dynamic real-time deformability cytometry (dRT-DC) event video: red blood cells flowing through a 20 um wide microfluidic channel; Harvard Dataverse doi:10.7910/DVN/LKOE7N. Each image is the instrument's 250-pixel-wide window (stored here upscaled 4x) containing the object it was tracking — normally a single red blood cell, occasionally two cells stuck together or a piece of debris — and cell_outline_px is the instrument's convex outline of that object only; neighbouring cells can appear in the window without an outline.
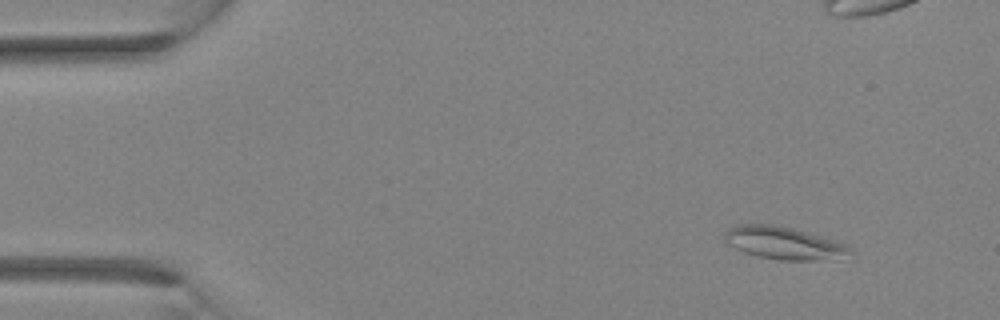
{"species": "Egyptian fruit bat (a non-hibernating species)", "species_latin": "Rousettus aegyptiacus", "temperature_condition": "room temperature", "stored_images_in_passage": 4, "camera_frame_rate_fps": 3000, "um_per_image_px": 0.085, "animal": {"sex": "female"}, "frame": {"image": 1, "passage_image": 1, "time_ms": 0.0, "image_size_px": [1000, 320], "cell_outline_px": [[856, 256], [812, 260], [780, 260], [756, 256], [744, 252], [728, 244], [724, 240], [724, 232], [728, 228], [736, 224], [772, 224], [792, 228], [836, 240], [848, 244]], "centroid_in_image_um": [66.66, 20.66], "position_along_channel_um": 18.3, "area_um2": 24.1}}